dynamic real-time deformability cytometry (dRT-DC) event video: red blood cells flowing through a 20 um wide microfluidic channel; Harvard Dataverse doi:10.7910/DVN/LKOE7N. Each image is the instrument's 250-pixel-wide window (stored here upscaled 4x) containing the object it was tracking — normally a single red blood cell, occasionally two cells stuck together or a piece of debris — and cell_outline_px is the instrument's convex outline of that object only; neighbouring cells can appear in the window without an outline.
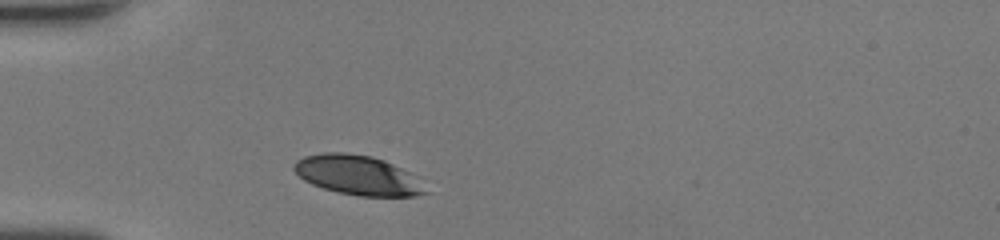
{"species": "human", "species_latin": "Homo sapiens", "temperature_condition": "room temperature", "stored_images_in_passage": 27, "camera_frame_rate_fps": 3000, "um_per_image_px": 0.085, "donor": {"sex": "female"}, "frame": {"image": 1, "passage_image": 1, "time_ms": 0.0, "image_size_px": [1000, 240], "cell_outline_px": [[432, 192], [412, 196], [356, 196], [324, 188], [312, 184], [304, 180], [292, 168], [292, 164], [296, 160], [304, 156], [324, 152], [344, 152], [372, 156], [384, 160], [408, 172]], "centroid_in_image_um": [30.39, 14.88], "position_along_channel_um": 54.6, "area_um2": 30.23}}
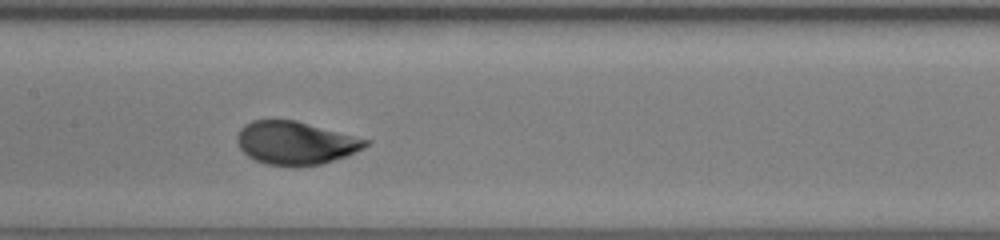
{"frame": {"image": 2, "passage_image": 11, "time_ms": 3.333, "image_size_px": [1000, 240], "cell_outline_px": [[372, 140], [364, 148], [348, 156], [320, 164], [268, 164], [256, 160], [248, 156], [240, 148], [236, 140], [236, 136], [240, 128], [244, 124], [252, 120], [296, 120]], "centroid_in_image_um": [25.14, 12.11], "position_along_channel_um": 182.3, "area_um2": 31.96}}
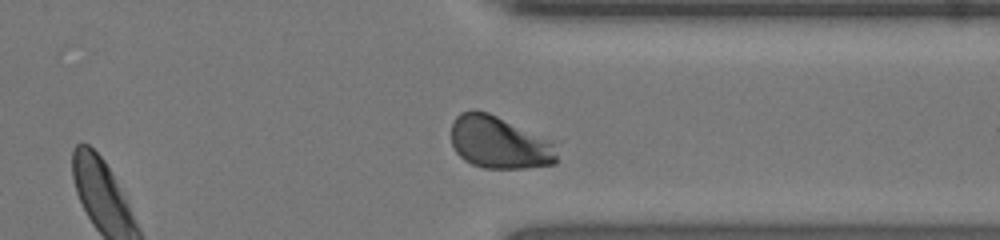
{"frame": {"image": 3, "passage_image": 24, "time_ms": 7.667, "image_size_px": [1000, 240], "cell_outline_px": [[556, 164], [524, 168], [484, 168], [472, 164], [464, 160], [456, 152], [452, 144], [452, 124], [456, 116], [460, 112], [472, 108], [476, 108], [488, 112], [552, 140], [556, 156]], "centroid_in_image_um": [42.41, 12.09], "position_along_channel_um": 369.0, "area_um2": 32.48}, "authors_computed_cell_mechanics": {"area_um2": 32.4836, "velocity_mm_per_s": 4.2918, "shape_relaxation_time_tau1_ms": 2.8981, "shape_relaxation_time_tau2_ms": null, "deformation_change_tau1": 0.1598, "deformation_change_tau2": null}}